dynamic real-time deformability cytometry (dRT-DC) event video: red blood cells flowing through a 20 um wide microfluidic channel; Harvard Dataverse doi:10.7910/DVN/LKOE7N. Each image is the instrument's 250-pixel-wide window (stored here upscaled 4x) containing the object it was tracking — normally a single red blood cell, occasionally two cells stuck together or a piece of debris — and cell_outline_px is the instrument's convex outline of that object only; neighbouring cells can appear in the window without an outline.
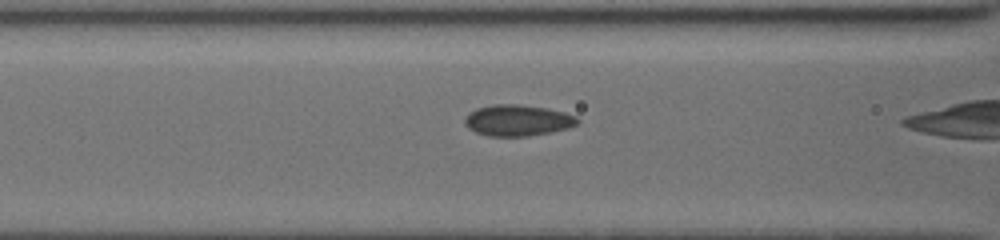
{"species": "common noctule bat (a hibernating species)", "species_latin": "Nyctalus noctula", "temperature_condition": "cold", "stored_images_in_passage": 30, "camera_frame_rate_fps": 3000, "um_per_image_px": 0.085, "animal": {"sex": "female", "body_mass_g": 19.5, "forearm_length_mm": 54.1}, "frame": {"image": 1, "passage_image": 18, "time_ms": 7.333, "image_size_px": [1000, 240], "cell_outline_px": [[580, 120], [576, 124], [568, 128], [528, 136], [488, 136], [476, 132], [468, 128], [464, 124], [464, 120], [468, 112], [476, 108], [496, 104], [516, 104], [544, 108], [564, 112], [576, 116]], "centroid_in_image_um": [43.96, 10.23], "position_along_channel_um": 122.6, "area_um2": 20.35}}
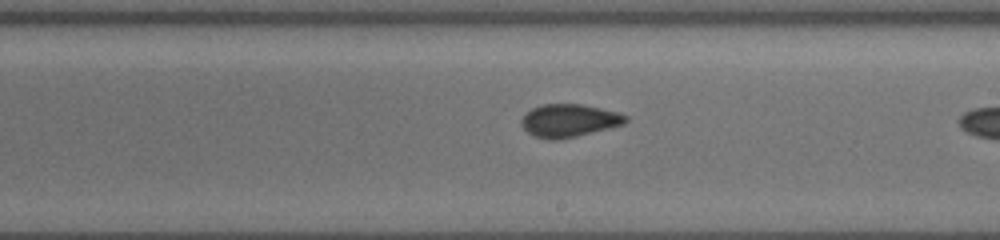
{"frame": {"image": 2, "passage_image": 26, "time_ms": 10.333, "image_size_px": [1000, 240], "cell_outline_px": [[628, 120], [624, 124], [576, 136], [556, 140], [548, 140], [536, 136], [528, 132], [520, 124], [520, 120], [532, 108], [544, 104], [580, 104], [620, 112], [628, 116]], "centroid_in_image_um": [48.38, 10.24], "position_along_channel_um": 240.6, "area_um2": 19.83}}
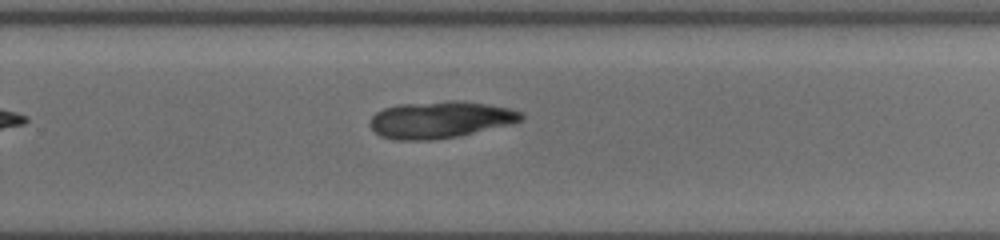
{"frame": {"image": 3, "passage_image": 30, "time_ms": 12.667, "image_size_px": [1000, 240], "cell_outline_px": [[524, 120], [512, 124], [456, 136], [432, 140], [392, 140], [380, 136], [368, 124], [372, 116], [376, 112], [384, 108], [400, 104], [448, 100], [456, 100], [484, 104], [508, 108], [524, 112]], "centroid_in_image_um": [37.41, 10.17], "position_along_channel_um": 292.4, "area_um2": 32.54}}